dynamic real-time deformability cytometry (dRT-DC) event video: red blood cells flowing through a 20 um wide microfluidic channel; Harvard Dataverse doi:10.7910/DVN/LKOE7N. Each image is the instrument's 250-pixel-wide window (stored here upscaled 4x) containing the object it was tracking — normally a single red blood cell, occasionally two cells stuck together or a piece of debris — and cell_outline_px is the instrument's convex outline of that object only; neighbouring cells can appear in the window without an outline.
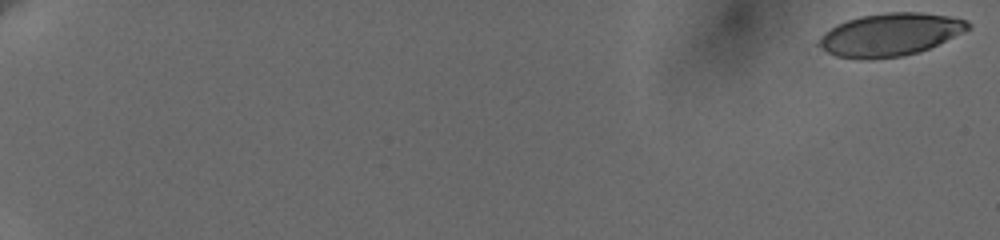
{"species": "human", "species_latin": "Homo sapiens", "temperature_condition": "cold", "stored_images_in_passage": 12, "camera_frame_rate_fps": 3000, "um_per_image_px": 0.085, "donor": {"sex": "female"}, "frame": {"image": 1, "passage_image": 1, "time_ms": 0.0, "image_size_px": [1000, 240], "cell_outline_px": [[972, 24], [968, 28], [920, 52], [904, 56], [872, 60], [860, 60], [836, 56], [828, 52], [816, 44], [836, 24], [860, 16], [888, 12], [920, 12], [948, 16], [964, 20]], "centroid_in_image_um": [75.62, 2.96], "position_along_channel_um": 9.4, "area_um2": 36.65}}
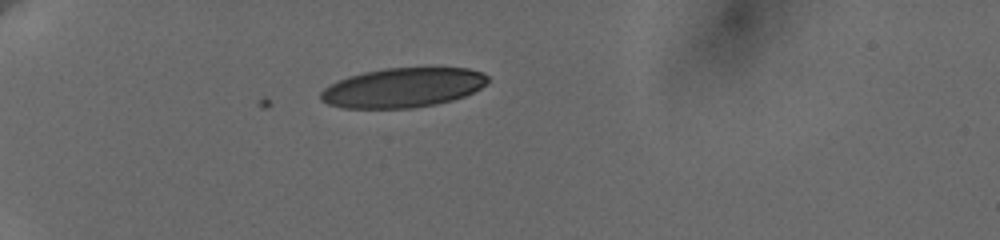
{"frame": {"image": 2, "passage_image": 9, "time_ms": 6.333, "image_size_px": [1000, 240], "cell_outline_px": [[488, 80], [480, 88], [464, 96], [452, 100], [436, 104], [412, 108], [344, 108], [328, 104], [320, 100], [320, 92], [324, 88], [348, 76], [364, 72], [384, 68], [468, 68], [480, 72], [488, 76]], "centroid_in_image_um": [34.22, 7.45], "position_along_channel_um": 50.8, "area_um2": 38.26}}
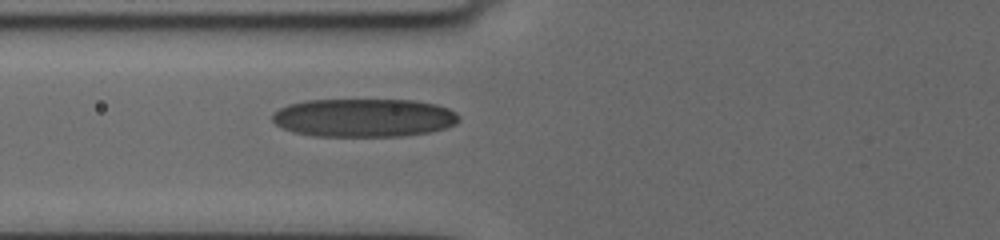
{"frame": {"image": 3, "passage_image": 12, "time_ms": 8.667, "image_size_px": [1000, 240], "cell_outline_px": [[460, 116], [456, 124], [444, 128], [428, 132], [400, 136], [312, 136], [292, 132], [276, 124], [272, 120], [272, 112], [288, 104], [304, 100], [412, 100], [436, 104], [448, 108], [456, 112]], "centroid_in_image_um": [30.9, 10.0], "position_along_channel_um": 94.9, "area_um2": 41.85}}